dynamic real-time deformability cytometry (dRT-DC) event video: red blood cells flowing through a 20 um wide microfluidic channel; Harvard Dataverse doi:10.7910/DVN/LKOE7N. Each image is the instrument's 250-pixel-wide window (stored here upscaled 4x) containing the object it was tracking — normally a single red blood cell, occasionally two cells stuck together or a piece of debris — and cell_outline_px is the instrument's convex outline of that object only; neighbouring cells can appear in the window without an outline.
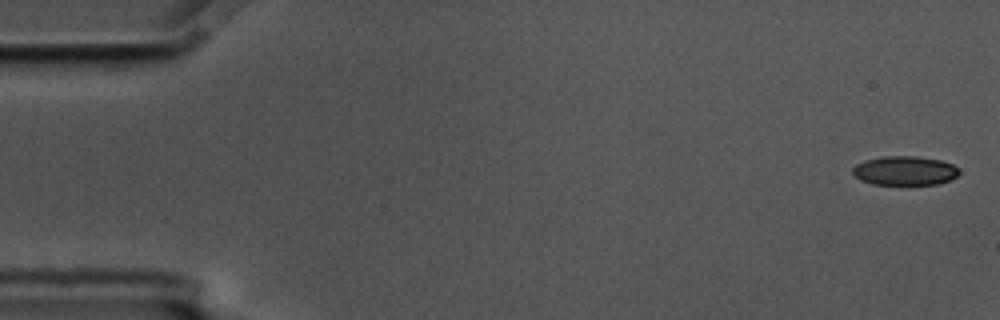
{"species": "common noctule bat (a hibernating species)", "species_latin": "Nyctalus noctula", "temperature_condition": "cold", "stored_images_in_passage": 6, "camera_frame_rate_fps": 3000, "um_per_image_px": 0.085, "animal": {"sex": "male", "body_mass_g": 17.5, "forearm_length_mm": 52.3}, "frame": {"image": 1, "passage_image": 1, "time_ms": 0.0, "image_size_px": [1000, 320], "cell_outline_px": [[960, 172], [952, 180], [936, 184], [872, 184], [860, 180], [852, 172], [852, 168], [856, 164], [864, 160], [884, 156], [916, 156], [940, 160], [952, 164]], "centroid_in_image_um": [76.89, 14.5], "position_along_channel_um": 8.1, "area_um2": 18.03}}